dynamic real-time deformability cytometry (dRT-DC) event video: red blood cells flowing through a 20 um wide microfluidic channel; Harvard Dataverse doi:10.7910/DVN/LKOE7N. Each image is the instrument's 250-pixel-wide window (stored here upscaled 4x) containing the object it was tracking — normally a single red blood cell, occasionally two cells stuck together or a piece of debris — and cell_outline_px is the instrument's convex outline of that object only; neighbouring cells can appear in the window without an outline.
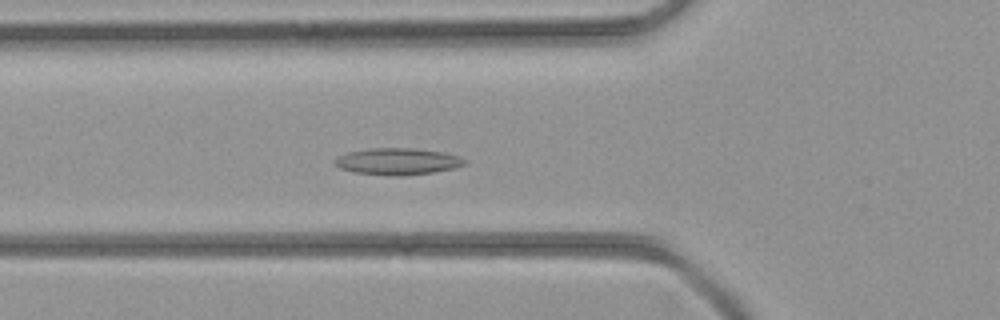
{"species": "common noctule bat (a hibernating species)", "species_latin": "Nyctalus noctula", "temperature_condition": "room temperature", "stored_images_in_passage": 33, "camera_frame_rate_fps": 3000, "um_per_image_px": 0.085, "animal": {"sex": "female", "body_mass_g": 21.9}, "frame": {"image": 1, "passage_image": 5, "time_ms": 1.333, "image_size_px": [1000, 320], "cell_outline_px": [[468, 164], [452, 168], [432, 172], [404, 176], [388, 176], [352, 172], [340, 168], [332, 164], [332, 160], [336, 156], [348, 152], [368, 148], [416, 148], [444, 152], [460, 156], [468, 160]], "centroid_in_image_um": [33.76, 13.72], "position_along_channel_um": 92.0, "area_um2": 20.69}}
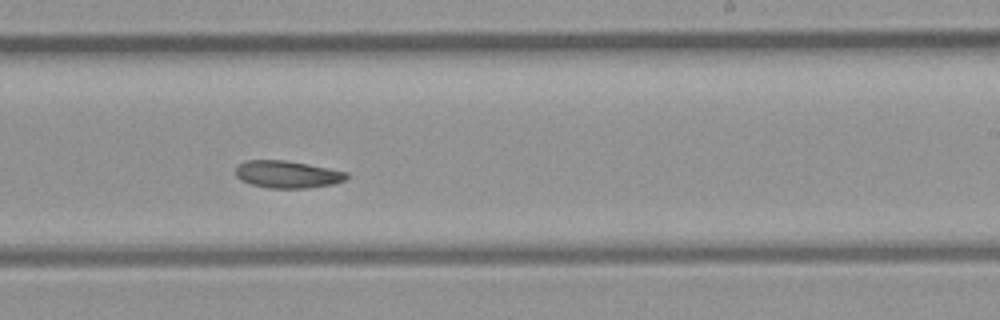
{"frame": {"image": 2, "passage_image": 16, "time_ms": 5.0, "image_size_px": [1000, 320], "cell_outline_px": [[348, 176], [344, 180], [332, 184], [308, 188], [268, 188], [252, 184], [240, 180], [236, 176], [236, 164], [244, 160], [284, 160], [308, 164], [348, 172]], "centroid_in_image_um": [24.38, 14.81], "position_along_channel_um": 264.6, "area_um2": 17.69}}
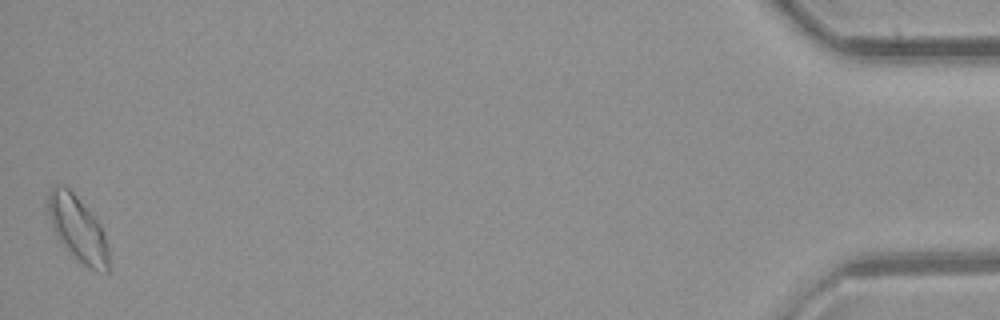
{"frame": {"image": 3, "passage_image": 33, "time_ms": 10.667, "image_size_px": [1000, 320], "cell_outline_px": [[108, 272], [96, 272], [88, 268], [56, 236], [52, 228], [48, 212], [48, 192], [56, 184], [60, 184], [68, 188], [76, 196], [100, 224], [104, 232], [108, 244]], "centroid_in_image_um": [6.62, 19.43], "position_along_channel_um": 428.6, "area_um2": 22.6}}